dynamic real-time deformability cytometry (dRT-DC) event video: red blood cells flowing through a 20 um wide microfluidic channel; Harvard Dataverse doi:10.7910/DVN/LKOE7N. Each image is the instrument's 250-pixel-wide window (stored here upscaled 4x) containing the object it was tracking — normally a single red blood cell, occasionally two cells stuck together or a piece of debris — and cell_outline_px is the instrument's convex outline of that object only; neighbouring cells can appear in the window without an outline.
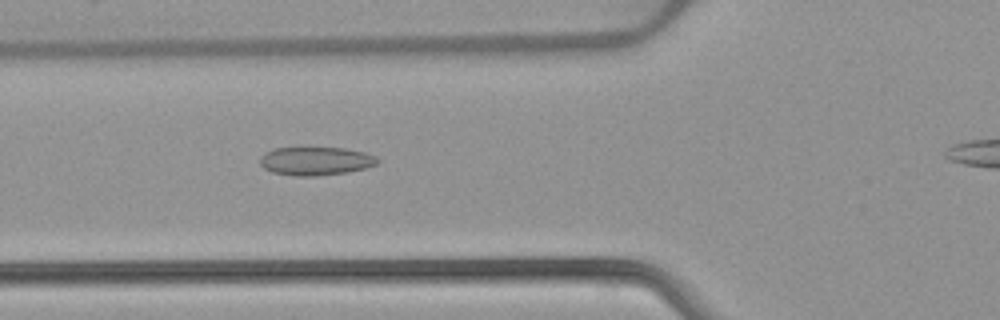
{"species": "common noctule bat (a hibernating species)", "species_latin": "Nyctalus noctula", "temperature_condition": "warm", "stored_images_in_passage": 25, "camera_frame_rate_fps": 3000, "um_per_image_px": 0.085, "animal": {"sex": "female", "body_mass_g": 22.7, "forearm_length_mm": 54.2}, "frame": {"image": 1, "passage_image": 6, "time_ms": 1.667, "image_size_px": [1000, 320], "cell_outline_px": [[380, 160], [376, 164], [364, 168], [348, 172], [316, 176], [296, 176], [272, 172], [264, 168], [260, 164], [260, 156], [264, 152], [276, 148], [300, 144], [344, 148], [364, 152], [376, 156]], "centroid_in_image_um": [26.78, 13.63], "position_along_channel_um": 99.0, "area_um2": 20.4}}
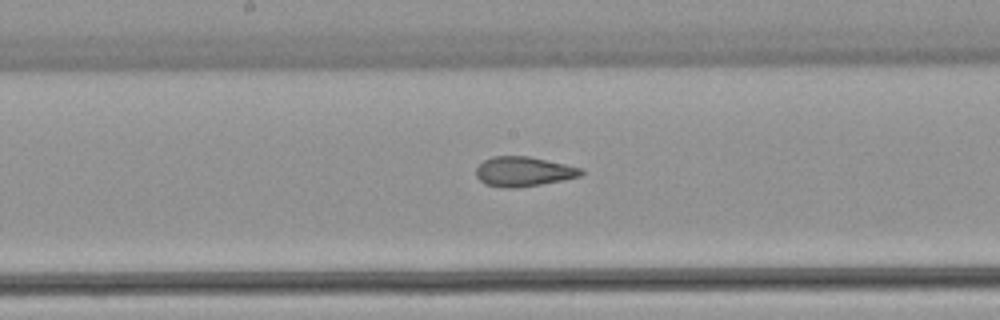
{"frame": {"image": 2, "passage_image": 14, "time_ms": 4.333, "image_size_px": [1000, 320], "cell_outline_px": [[584, 172], [580, 176], [564, 180], [516, 188], [504, 188], [484, 184], [476, 176], [476, 168], [484, 160], [492, 156], [528, 156], [584, 168]], "centroid_in_image_um": [44.5, 14.58], "position_along_channel_um": 203.7, "area_um2": 18.26}}
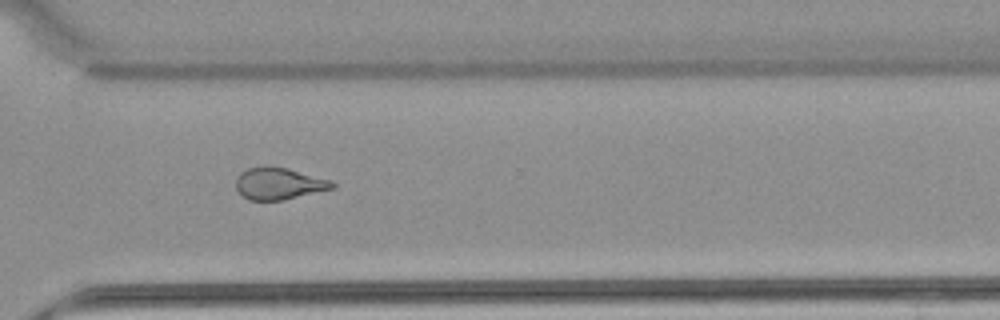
{"frame": {"image": 3, "passage_image": 25, "time_ms": 8.0, "image_size_px": [1000, 320], "cell_outline_px": [[336, 188], [284, 200], [248, 200], [236, 188], [236, 176], [240, 172], [248, 168], [264, 164], [268, 164], [288, 168], [332, 180], [336, 184]], "centroid_in_image_um": [23.72, 15.58], "position_along_channel_um": 346.9, "area_um2": 18.38}}